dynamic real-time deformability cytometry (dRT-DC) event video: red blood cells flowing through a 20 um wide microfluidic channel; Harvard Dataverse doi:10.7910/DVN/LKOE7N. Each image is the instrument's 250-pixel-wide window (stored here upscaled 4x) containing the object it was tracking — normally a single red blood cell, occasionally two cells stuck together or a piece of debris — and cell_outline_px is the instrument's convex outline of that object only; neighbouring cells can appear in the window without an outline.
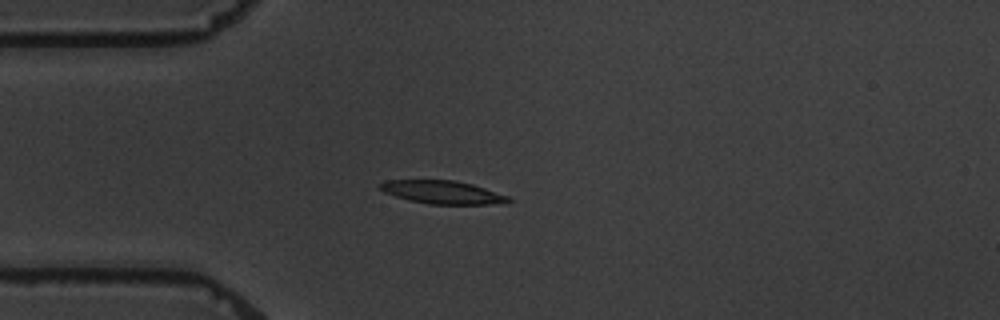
{"species": "common noctule bat (a hibernating species)", "species_latin": "Nyctalus noctula", "temperature_condition": "warm", "stored_images_in_passage": 10, "camera_frame_rate_fps": 3000, "um_per_image_px": 0.085, "animal": {"sex": "male", "body_mass_g": 19.5, "forearm_length_mm": 54.6}, "frame": {"image": 1, "passage_image": 4, "time_ms": 3.667, "image_size_px": [1000, 320], "cell_outline_px": [[512, 200], [508, 204], [428, 204], [408, 200], [384, 192], [380, 188], [380, 184], [384, 180], [452, 180], [472, 184], [508, 196]], "centroid_in_image_um": [37.64, 16.35], "position_along_channel_um": 47.4, "area_um2": 17.28}}
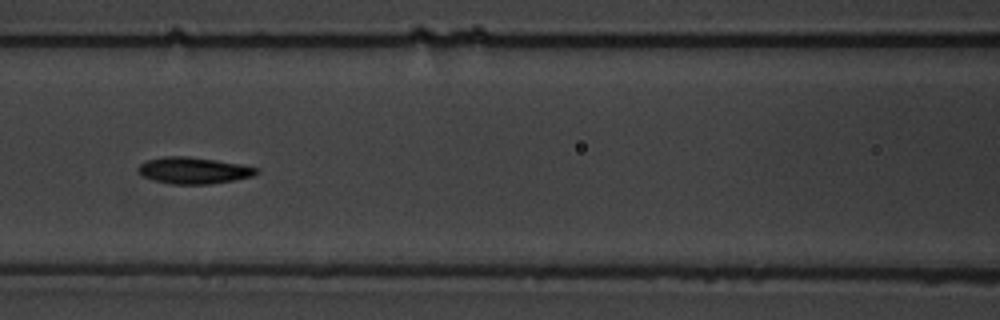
{"frame": {"image": 2, "passage_image": 7, "time_ms": 7.0, "image_size_px": [1000, 320], "cell_outline_px": [[260, 172], [252, 176], [232, 180], [208, 184], [172, 184], [156, 180], [144, 176], [136, 168], [140, 164], [148, 160], [164, 156], [188, 156], [216, 160], [240, 164], [260, 168]], "centroid_in_image_um": [16.49, 14.48], "position_along_channel_um": 150.1, "area_um2": 18.09}}
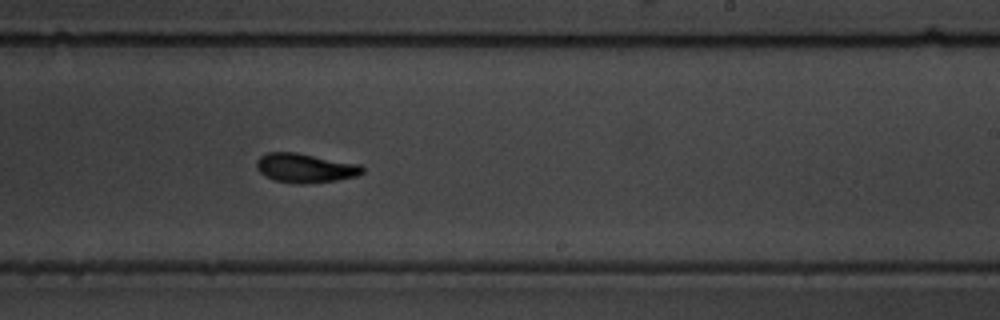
{"frame": {"image": 3, "passage_image": 10, "time_ms": 10.333, "image_size_px": [1000, 320], "cell_outline_px": [[364, 172], [356, 176], [336, 180], [304, 184], [300, 184], [272, 180], [264, 176], [256, 168], [256, 160], [260, 156], [268, 152], [296, 152], [360, 164], [364, 168]], "centroid_in_image_um": [25.91, 14.28], "position_along_channel_um": 263.1, "area_um2": 18.15}}